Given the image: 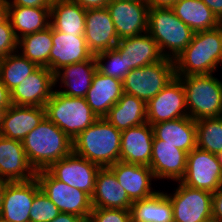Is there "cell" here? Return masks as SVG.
<instances>
[{
  "label": "cell",
  "instance_id": "cell-1",
  "mask_svg": "<svg viewBox=\"0 0 222 222\" xmlns=\"http://www.w3.org/2000/svg\"><path fill=\"white\" fill-rule=\"evenodd\" d=\"M222 64V26L195 32L190 44L174 60L176 76L208 75Z\"/></svg>",
  "mask_w": 222,
  "mask_h": 222
},
{
  "label": "cell",
  "instance_id": "cell-2",
  "mask_svg": "<svg viewBox=\"0 0 222 222\" xmlns=\"http://www.w3.org/2000/svg\"><path fill=\"white\" fill-rule=\"evenodd\" d=\"M121 133L105 118H98L73 140V152L100 167L120 161Z\"/></svg>",
  "mask_w": 222,
  "mask_h": 222
},
{
  "label": "cell",
  "instance_id": "cell-3",
  "mask_svg": "<svg viewBox=\"0 0 222 222\" xmlns=\"http://www.w3.org/2000/svg\"><path fill=\"white\" fill-rule=\"evenodd\" d=\"M26 157L35 171L73 152V141L47 117L22 141Z\"/></svg>",
  "mask_w": 222,
  "mask_h": 222
},
{
  "label": "cell",
  "instance_id": "cell-4",
  "mask_svg": "<svg viewBox=\"0 0 222 222\" xmlns=\"http://www.w3.org/2000/svg\"><path fill=\"white\" fill-rule=\"evenodd\" d=\"M147 33L157 42L164 58L175 60L190 44L195 32L171 8H149Z\"/></svg>",
  "mask_w": 222,
  "mask_h": 222
},
{
  "label": "cell",
  "instance_id": "cell-5",
  "mask_svg": "<svg viewBox=\"0 0 222 222\" xmlns=\"http://www.w3.org/2000/svg\"><path fill=\"white\" fill-rule=\"evenodd\" d=\"M186 94L188 117L202 118L222 116V82L208 75L177 76Z\"/></svg>",
  "mask_w": 222,
  "mask_h": 222
},
{
  "label": "cell",
  "instance_id": "cell-6",
  "mask_svg": "<svg viewBox=\"0 0 222 222\" xmlns=\"http://www.w3.org/2000/svg\"><path fill=\"white\" fill-rule=\"evenodd\" d=\"M46 117L56 124L72 141L98 118L85 98L63 95L53 91L45 105Z\"/></svg>",
  "mask_w": 222,
  "mask_h": 222
},
{
  "label": "cell",
  "instance_id": "cell-7",
  "mask_svg": "<svg viewBox=\"0 0 222 222\" xmlns=\"http://www.w3.org/2000/svg\"><path fill=\"white\" fill-rule=\"evenodd\" d=\"M176 76L174 60L161 61L131 70L123 79V93L136 96L146 104Z\"/></svg>",
  "mask_w": 222,
  "mask_h": 222
},
{
  "label": "cell",
  "instance_id": "cell-8",
  "mask_svg": "<svg viewBox=\"0 0 222 222\" xmlns=\"http://www.w3.org/2000/svg\"><path fill=\"white\" fill-rule=\"evenodd\" d=\"M36 179L41 191L61 212L74 214L85 222L88 221L93 207L87 193L55 179L46 169L36 171Z\"/></svg>",
  "mask_w": 222,
  "mask_h": 222
},
{
  "label": "cell",
  "instance_id": "cell-9",
  "mask_svg": "<svg viewBox=\"0 0 222 222\" xmlns=\"http://www.w3.org/2000/svg\"><path fill=\"white\" fill-rule=\"evenodd\" d=\"M180 182L214 193L222 186V168L216 154L194 148L187 154L186 172Z\"/></svg>",
  "mask_w": 222,
  "mask_h": 222
},
{
  "label": "cell",
  "instance_id": "cell-10",
  "mask_svg": "<svg viewBox=\"0 0 222 222\" xmlns=\"http://www.w3.org/2000/svg\"><path fill=\"white\" fill-rule=\"evenodd\" d=\"M173 194H167L173 207L174 222H202L212 219V192L194 189L178 181Z\"/></svg>",
  "mask_w": 222,
  "mask_h": 222
},
{
  "label": "cell",
  "instance_id": "cell-11",
  "mask_svg": "<svg viewBox=\"0 0 222 222\" xmlns=\"http://www.w3.org/2000/svg\"><path fill=\"white\" fill-rule=\"evenodd\" d=\"M101 167L74 152L52 163L46 170L57 180L75 187L92 197L95 179Z\"/></svg>",
  "mask_w": 222,
  "mask_h": 222
},
{
  "label": "cell",
  "instance_id": "cell-12",
  "mask_svg": "<svg viewBox=\"0 0 222 222\" xmlns=\"http://www.w3.org/2000/svg\"><path fill=\"white\" fill-rule=\"evenodd\" d=\"M146 105L147 122L151 126L163 121L188 117L185 89L177 76Z\"/></svg>",
  "mask_w": 222,
  "mask_h": 222
},
{
  "label": "cell",
  "instance_id": "cell-13",
  "mask_svg": "<svg viewBox=\"0 0 222 222\" xmlns=\"http://www.w3.org/2000/svg\"><path fill=\"white\" fill-rule=\"evenodd\" d=\"M107 9L119 40L147 32L149 7L146 1L110 0Z\"/></svg>",
  "mask_w": 222,
  "mask_h": 222
},
{
  "label": "cell",
  "instance_id": "cell-14",
  "mask_svg": "<svg viewBox=\"0 0 222 222\" xmlns=\"http://www.w3.org/2000/svg\"><path fill=\"white\" fill-rule=\"evenodd\" d=\"M36 177L7 184L0 210V222H30L34 196L40 191Z\"/></svg>",
  "mask_w": 222,
  "mask_h": 222
},
{
  "label": "cell",
  "instance_id": "cell-15",
  "mask_svg": "<svg viewBox=\"0 0 222 222\" xmlns=\"http://www.w3.org/2000/svg\"><path fill=\"white\" fill-rule=\"evenodd\" d=\"M55 87L54 73L45 66H39L11 93V102L19 106L45 107Z\"/></svg>",
  "mask_w": 222,
  "mask_h": 222
},
{
  "label": "cell",
  "instance_id": "cell-16",
  "mask_svg": "<svg viewBox=\"0 0 222 222\" xmlns=\"http://www.w3.org/2000/svg\"><path fill=\"white\" fill-rule=\"evenodd\" d=\"M53 47L49 55V69L55 74L62 67L89 60L94 54L89 50L85 37L66 34L52 27Z\"/></svg>",
  "mask_w": 222,
  "mask_h": 222
},
{
  "label": "cell",
  "instance_id": "cell-17",
  "mask_svg": "<svg viewBox=\"0 0 222 222\" xmlns=\"http://www.w3.org/2000/svg\"><path fill=\"white\" fill-rule=\"evenodd\" d=\"M84 37L94 55L118 44L119 38L107 7L86 9Z\"/></svg>",
  "mask_w": 222,
  "mask_h": 222
},
{
  "label": "cell",
  "instance_id": "cell-18",
  "mask_svg": "<svg viewBox=\"0 0 222 222\" xmlns=\"http://www.w3.org/2000/svg\"><path fill=\"white\" fill-rule=\"evenodd\" d=\"M36 177L23 143L0 135V178L9 182H24Z\"/></svg>",
  "mask_w": 222,
  "mask_h": 222
},
{
  "label": "cell",
  "instance_id": "cell-19",
  "mask_svg": "<svg viewBox=\"0 0 222 222\" xmlns=\"http://www.w3.org/2000/svg\"><path fill=\"white\" fill-rule=\"evenodd\" d=\"M109 168L132 202L148 198L157 192L151 187V181L155 177L149 166L118 161Z\"/></svg>",
  "mask_w": 222,
  "mask_h": 222
},
{
  "label": "cell",
  "instance_id": "cell-20",
  "mask_svg": "<svg viewBox=\"0 0 222 222\" xmlns=\"http://www.w3.org/2000/svg\"><path fill=\"white\" fill-rule=\"evenodd\" d=\"M153 140V128L148 122L123 130L120 161L149 166Z\"/></svg>",
  "mask_w": 222,
  "mask_h": 222
},
{
  "label": "cell",
  "instance_id": "cell-21",
  "mask_svg": "<svg viewBox=\"0 0 222 222\" xmlns=\"http://www.w3.org/2000/svg\"><path fill=\"white\" fill-rule=\"evenodd\" d=\"M114 48L130 70L154 64L164 58L157 42L147 32L120 39Z\"/></svg>",
  "mask_w": 222,
  "mask_h": 222
},
{
  "label": "cell",
  "instance_id": "cell-22",
  "mask_svg": "<svg viewBox=\"0 0 222 222\" xmlns=\"http://www.w3.org/2000/svg\"><path fill=\"white\" fill-rule=\"evenodd\" d=\"M153 144H170L187 153L197 147L196 121L182 117L152 125Z\"/></svg>",
  "mask_w": 222,
  "mask_h": 222
},
{
  "label": "cell",
  "instance_id": "cell-23",
  "mask_svg": "<svg viewBox=\"0 0 222 222\" xmlns=\"http://www.w3.org/2000/svg\"><path fill=\"white\" fill-rule=\"evenodd\" d=\"M46 117L45 107L19 106L12 104L6 111L0 135L23 141Z\"/></svg>",
  "mask_w": 222,
  "mask_h": 222
},
{
  "label": "cell",
  "instance_id": "cell-24",
  "mask_svg": "<svg viewBox=\"0 0 222 222\" xmlns=\"http://www.w3.org/2000/svg\"><path fill=\"white\" fill-rule=\"evenodd\" d=\"M123 94L122 81L95 72L85 100L97 118H105Z\"/></svg>",
  "mask_w": 222,
  "mask_h": 222
},
{
  "label": "cell",
  "instance_id": "cell-25",
  "mask_svg": "<svg viewBox=\"0 0 222 222\" xmlns=\"http://www.w3.org/2000/svg\"><path fill=\"white\" fill-rule=\"evenodd\" d=\"M91 202L92 207L109 209H130L133 204L109 167L98 170Z\"/></svg>",
  "mask_w": 222,
  "mask_h": 222
},
{
  "label": "cell",
  "instance_id": "cell-26",
  "mask_svg": "<svg viewBox=\"0 0 222 222\" xmlns=\"http://www.w3.org/2000/svg\"><path fill=\"white\" fill-rule=\"evenodd\" d=\"M187 152L170 144H152L149 167L155 179L180 181L186 172Z\"/></svg>",
  "mask_w": 222,
  "mask_h": 222
},
{
  "label": "cell",
  "instance_id": "cell-27",
  "mask_svg": "<svg viewBox=\"0 0 222 222\" xmlns=\"http://www.w3.org/2000/svg\"><path fill=\"white\" fill-rule=\"evenodd\" d=\"M96 71L97 63L93 55L89 60L70 64L58 70L54 74L55 85L60 80L61 87L62 84L67 87L65 90H60V93L69 97L85 98Z\"/></svg>",
  "mask_w": 222,
  "mask_h": 222
},
{
  "label": "cell",
  "instance_id": "cell-28",
  "mask_svg": "<svg viewBox=\"0 0 222 222\" xmlns=\"http://www.w3.org/2000/svg\"><path fill=\"white\" fill-rule=\"evenodd\" d=\"M105 119L120 131L136 127L147 122V105L136 96L123 93Z\"/></svg>",
  "mask_w": 222,
  "mask_h": 222
},
{
  "label": "cell",
  "instance_id": "cell-29",
  "mask_svg": "<svg viewBox=\"0 0 222 222\" xmlns=\"http://www.w3.org/2000/svg\"><path fill=\"white\" fill-rule=\"evenodd\" d=\"M86 9L70 0H52L50 25L57 31L68 35L84 36Z\"/></svg>",
  "mask_w": 222,
  "mask_h": 222
},
{
  "label": "cell",
  "instance_id": "cell-30",
  "mask_svg": "<svg viewBox=\"0 0 222 222\" xmlns=\"http://www.w3.org/2000/svg\"><path fill=\"white\" fill-rule=\"evenodd\" d=\"M8 18L17 39L50 26V7L8 6Z\"/></svg>",
  "mask_w": 222,
  "mask_h": 222
},
{
  "label": "cell",
  "instance_id": "cell-31",
  "mask_svg": "<svg viewBox=\"0 0 222 222\" xmlns=\"http://www.w3.org/2000/svg\"><path fill=\"white\" fill-rule=\"evenodd\" d=\"M129 211L131 222H174L172 204L163 191L134 201Z\"/></svg>",
  "mask_w": 222,
  "mask_h": 222
},
{
  "label": "cell",
  "instance_id": "cell-32",
  "mask_svg": "<svg viewBox=\"0 0 222 222\" xmlns=\"http://www.w3.org/2000/svg\"><path fill=\"white\" fill-rule=\"evenodd\" d=\"M171 9L194 32L214 29L220 20L202 0H179Z\"/></svg>",
  "mask_w": 222,
  "mask_h": 222
},
{
  "label": "cell",
  "instance_id": "cell-33",
  "mask_svg": "<svg viewBox=\"0 0 222 222\" xmlns=\"http://www.w3.org/2000/svg\"><path fill=\"white\" fill-rule=\"evenodd\" d=\"M53 47L52 26L18 39V49L29 61L49 68V55Z\"/></svg>",
  "mask_w": 222,
  "mask_h": 222
},
{
  "label": "cell",
  "instance_id": "cell-34",
  "mask_svg": "<svg viewBox=\"0 0 222 222\" xmlns=\"http://www.w3.org/2000/svg\"><path fill=\"white\" fill-rule=\"evenodd\" d=\"M18 52L0 59V79L10 92L39 67Z\"/></svg>",
  "mask_w": 222,
  "mask_h": 222
},
{
  "label": "cell",
  "instance_id": "cell-35",
  "mask_svg": "<svg viewBox=\"0 0 222 222\" xmlns=\"http://www.w3.org/2000/svg\"><path fill=\"white\" fill-rule=\"evenodd\" d=\"M197 148L217 154L222 151V116L196 121Z\"/></svg>",
  "mask_w": 222,
  "mask_h": 222
},
{
  "label": "cell",
  "instance_id": "cell-36",
  "mask_svg": "<svg viewBox=\"0 0 222 222\" xmlns=\"http://www.w3.org/2000/svg\"><path fill=\"white\" fill-rule=\"evenodd\" d=\"M97 63V70L103 75L110 76L123 81L125 76L131 71L126 68L124 59H121L120 53L115 49H109L94 55ZM107 60V63H103Z\"/></svg>",
  "mask_w": 222,
  "mask_h": 222
},
{
  "label": "cell",
  "instance_id": "cell-37",
  "mask_svg": "<svg viewBox=\"0 0 222 222\" xmlns=\"http://www.w3.org/2000/svg\"><path fill=\"white\" fill-rule=\"evenodd\" d=\"M60 213L57 206L40 190L33 199L30 222H50Z\"/></svg>",
  "mask_w": 222,
  "mask_h": 222
},
{
  "label": "cell",
  "instance_id": "cell-38",
  "mask_svg": "<svg viewBox=\"0 0 222 222\" xmlns=\"http://www.w3.org/2000/svg\"><path fill=\"white\" fill-rule=\"evenodd\" d=\"M87 222H131L130 211L93 207Z\"/></svg>",
  "mask_w": 222,
  "mask_h": 222
},
{
  "label": "cell",
  "instance_id": "cell-39",
  "mask_svg": "<svg viewBox=\"0 0 222 222\" xmlns=\"http://www.w3.org/2000/svg\"><path fill=\"white\" fill-rule=\"evenodd\" d=\"M15 51H19L18 39L15 36L9 18H7L4 22L0 23V59Z\"/></svg>",
  "mask_w": 222,
  "mask_h": 222
},
{
  "label": "cell",
  "instance_id": "cell-40",
  "mask_svg": "<svg viewBox=\"0 0 222 222\" xmlns=\"http://www.w3.org/2000/svg\"><path fill=\"white\" fill-rule=\"evenodd\" d=\"M212 219L222 222V186L212 194Z\"/></svg>",
  "mask_w": 222,
  "mask_h": 222
},
{
  "label": "cell",
  "instance_id": "cell-41",
  "mask_svg": "<svg viewBox=\"0 0 222 222\" xmlns=\"http://www.w3.org/2000/svg\"><path fill=\"white\" fill-rule=\"evenodd\" d=\"M8 5L25 7H51L52 0H7ZM12 1V2H11Z\"/></svg>",
  "mask_w": 222,
  "mask_h": 222
},
{
  "label": "cell",
  "instance_id": "cell-42",
  "mask_svg": "<svg viewBox=\"0 0 222 222\" xmlns=\"http://www.w3.org/2000/svg\"><path fill=\"white\" fill-rule=\"evenodd\" d=\"M70 1L78 4L84 9L107 7V4L110 2V0H70Z\"/></svg>",
  "mask_w": 222,
  "mask_h": 222
},
{
  "label": "cell",
  "instance_id": "cell-43",
  "mask_svg": "<svg viewBox=\"0 0 222 222\" xmlns=\"http://www.w3.org/2000/svg\"><path fill=\"white\" fill-rule=\"evenodd\" d=\"M11 105H12L11 93L4 86V84L1 82V79H0V107L9 108Z\"/></svg>",
  "mask_w": 222,
  "mask_h": 222
},
{
  "label": "cell",
  "instance_id": "cell-44",
  "mask_svg": "<svg viewBox=\"0 0 222 222\" xmlns=\"http://www.w3.org/2000/svg\"><path fill=\"white\" fill-rule=\"evenodd\" d=\"M209 9L216 15V17L222 20V0H202Z\"/></svg>",
  "mask_w": 222,
  "mask_h": 222
},
{
  "label": "cell",
  "instance_id": "cell-45",
  "mask_svg": "<svg viewBox=\"0 0 222 222\" xmlns=\"http://www.w3.org/2000/svg\"><path fill=\"white\" fill-rule=\"evenodd\" d=\"M179 0H146L149 8H171Z\"/></svg>",
  "mask_w": 222,
  "mask_h": 222
},
{
  "label": "cell",
  "instance_id": "cell-46",
  "mask_svg": "<svg viewBox=\"0 0 222 222\" xmlns=\"http://www.w3.org/2000/svg\"><path fill=\"white\" fill-rule=\"evenodd\" d=\"M50 222H85V221L77 215L61 212L56 218H54Z\"/></svg>",
  "mask_w": 222,
  "mask_h": 222
},
{
  "label": "cell",
  "instance_id": "cell-47",
  "mask_svg": "<svg viewBox=\"0 0 222 222\" xmlns=\"http://www.w3.org/2000/svg\"><path fill=\"white\" fill-rule=\"evenodd\" d=\"M8 1L0 0V23L8 18Z\"/></svg>",
  "mask_w": 222,
  "mask_h": 222
},
{
  "label": "cell",
  "instance_id": "cell-48",
  "mask_svg": "<svg viewBox=\"0 0 222 222\" xmlns=\"http://www.w3.org/2000/svg\"><path fill=\"white\" fill-rule=\"evenodd\" d=\"M8 183H9V181L0 178V210H1L2 203H3L4 193H5Z\"/></svg>",
  "mask_w": 222,
  "mask_h": 222
},
{
  "label": "cell",
  "instance_id": "cell-49",
  "mask_svg": "<svg viewBox=\"0 0 222 222\" xmlns=\"http://www.w3.org/2000/svg\"><path fill=\"white\" fill-rule=\"evenodd\" d=\"M8 108H2L0 107V128L2 126V123H3V119H4V116H5V113L7 111Z\"/></svg>",
  "mask_w": 222,
  "mask_h": 222
},
{
  "label": "cell",
  "instance_id": "cell-50",
  "mask_svg": "<svg viewBox=\"0 0 222 222\" xmlns=\"http://www.w3.org/2000/svg\"><path fill=\"white\" fill-rule=\"evenodd\" d=\"M216 156H217V159H218V161H219V163H220V166H221V168H222V151H221V152H218V153L216 154Z\"/></svg>",
  "mask_w": 222,
  "mask_h": 222
},
{
  "label": "cell",
  "instance_id": "cell-51",
  "mask_svg": "<svg viewBox=\"0 0 222 222\" xmlns=\"http://www.w3.org/2000/svg\"><path fill=\"white\" fill-rule=\"evenodd\" d=\"M116 1H130V0H116ZM131 1H146V0H131Z\"/></svg>",
  "mask_w": 222,
  "mask_h": 222
},
{
  "label": "cell",
  "instance_id": "cell-52",
  "mask_svg": "<svg viewBox=\"0 0 222 222\" xmlns=\"http://www.w3.org/2000/svg\"><path fill=\"white\" fill-rule=\"evenodd\" d=\"M202 222H215L213 219H208L206 221H202Z\"/></svg>",
  "mask_w": 222,
  "mask_h": 222
}]
</instances>
